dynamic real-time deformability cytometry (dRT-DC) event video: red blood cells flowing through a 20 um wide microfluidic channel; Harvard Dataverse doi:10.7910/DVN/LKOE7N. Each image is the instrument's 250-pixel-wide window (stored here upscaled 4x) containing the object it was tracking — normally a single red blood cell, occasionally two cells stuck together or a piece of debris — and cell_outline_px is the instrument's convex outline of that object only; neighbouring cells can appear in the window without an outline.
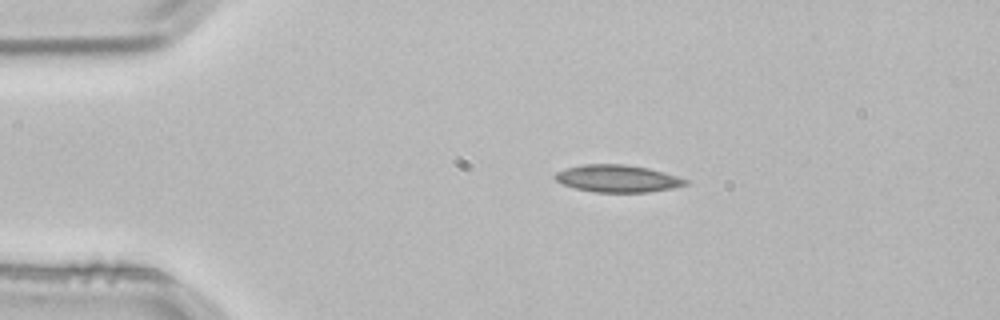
{"species": "common noctule bat (a hibernating species)", "species_latin": "Nyctalus noctula", "temperature_condition": "room temperature", "stored_images_in_passage": 2, "camera_frame_rate_fps": 3000, "um_per_image_px": 0.085, "animal": {"sex": "male", "body_mass_g": 21.5, "forearm_length_mm": 52.0}, "frame": {"image": 1, "passage_image": 1, "time_ms": 0.0, "image_size_px": [1000, 320], "cell_outline_px": [[688, 184], [672, 188], [648, 192], [592, 192], [576, 188], [564, 184], [556, 180], [552, 176], [556, 172], [564, 168], [580, 164], [624, 164], [648, 168], [664, 172], [688, 180]], "centroid_in_image_um": [52.45, 15.17], "position_along_channel_um": 32.5, "area_um2": 20.75}}